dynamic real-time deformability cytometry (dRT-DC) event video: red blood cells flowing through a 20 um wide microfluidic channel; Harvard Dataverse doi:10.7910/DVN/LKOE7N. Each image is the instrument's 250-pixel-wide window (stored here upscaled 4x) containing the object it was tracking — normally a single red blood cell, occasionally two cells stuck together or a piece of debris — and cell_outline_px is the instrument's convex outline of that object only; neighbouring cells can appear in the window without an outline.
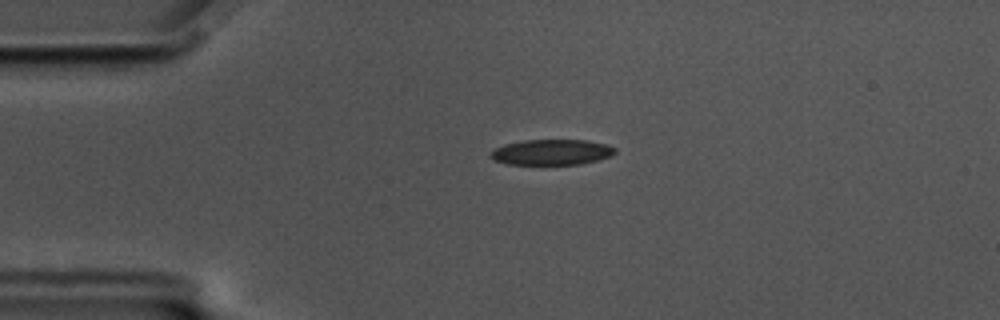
{"species": "common noctule bat (a hibernating species)", "species_latin": "Nyctalus noctula", "temperature_condition": "cold", "stored_images_in_passage": 45, "camera_frame_rate_fps": 3000, "um_per_image_px": 0.085, "animal": {"sex": "male", "body_mass_g": 17.5, "forearm_length_mm": 52.3}, "frame": {"image": 1, "passage_image": 1, "time_ms": 0.0, "image_size_px": [1000, 320], "cell_outline_px": [[616, 152], [612, 156], [580, 164], [508, 164], [492, 160], [488, 156], [496, 148], [504, 144], [524, 140], [588, 140], [608, 144], [616, 148]], "centroid_in_image_um": [46.9, 12.93], "position_along_channel_um": 38.1, "area_um2": 18.61}}
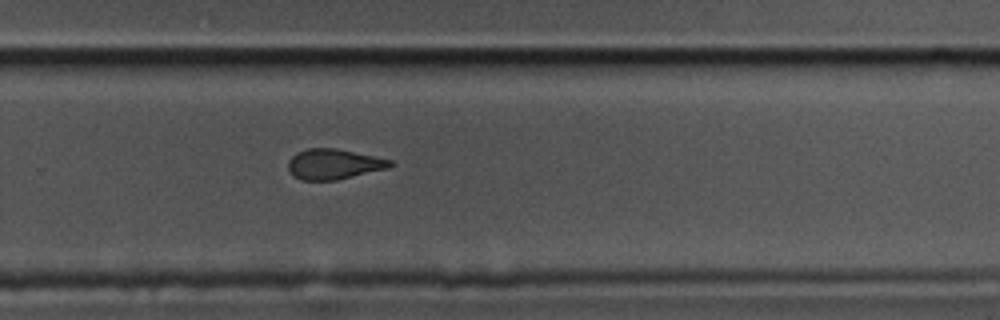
{"frame": {"image": 2, "passage_image": 26, "time_ms": 8.333, "image_size_px": [1000, 320], "cell_outline_px": [[396, 164], [388, 168], [336, 180], [300, 180], [292, 176], [288, 172], [288, 160], [296, 152], [308, 148], [336, 148], [392, 160]], "centroid_in_image_um": [28.33, 13.95], "position_along_channel_um": 301.5, "area_um2": 18.15}}
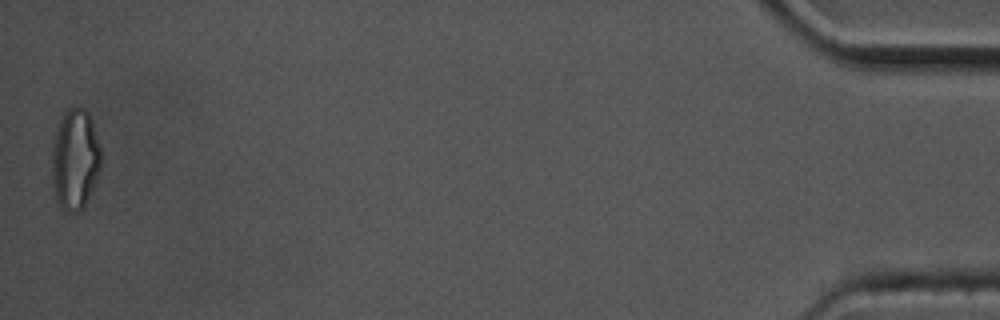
{"frame": {"image": 3, "passage_image": 45, "time_ms": 14.667, "image_size_px": [1000, 320], "cell_outline_px": [[100, 168], [84, 208], [80, 212], [68, 212], [56, 200], [52, 176], [52, 148], [60, 120], [64, 112], [68, 108], [84, 108], [88, 112], [92, 120], [100, 148]], "centroid_in_image_um": [6.38, 13.55], "position_along_channel_um": 428.8, "area_um2": 28.44}, "authors_computed_cell_mechanics": {"area_um2": 19.652, "velocity_mm_per_s": 3.5041, "shape_relaxation_time_tau1_ms": 6.3801, "shape_relaxation_time_tau2_ms": 3.4336, "deformation_change_tau1": 0.165, "deformation_change_tau2": 0.1013}}